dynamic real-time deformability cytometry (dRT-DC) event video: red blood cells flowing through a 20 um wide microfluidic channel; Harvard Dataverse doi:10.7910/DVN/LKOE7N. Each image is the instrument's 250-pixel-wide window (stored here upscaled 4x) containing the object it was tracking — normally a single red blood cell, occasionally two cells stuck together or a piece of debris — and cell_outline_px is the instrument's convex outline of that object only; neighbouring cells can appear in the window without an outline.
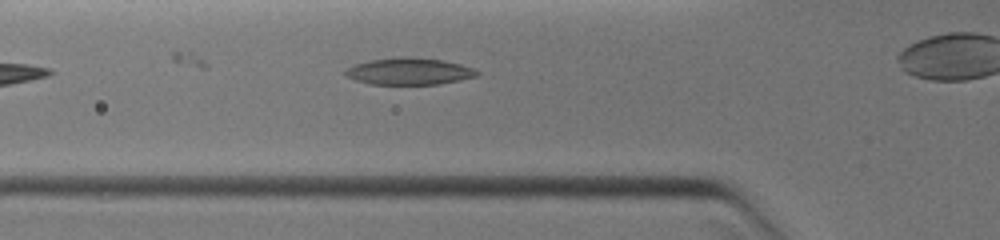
{"species": "common noctule bat (a hibernating species)", "species_latin": "Nyctalus noctula", "temperature_condition": "warm", "stored_images_in_passage": 18, "segment_of_instrument_passage": [1, 2], "camera_frame_rate_fps": 3000, "um_per_image_px": 0.085, "animal": {"sex": "female", "body_mass_g": 19.0, "forearm_length_mm": 51.5}, "frame": {"image": 1, "passage_image": 2, "time_ms": 0.333, "image_size_px": [1000, 240], "cell_outline_px": [[480, 72], [476, 76], [460, 80], [440, 84], [368, 84], [356, 80], [348, 76], [344, 72], [352, 64], [368, 60], [400, 56], [412, 56], [444, 60], [460, 64], [472, 68]], "centroid_in_image_um": [34.77, 6.05], "position_along_channel_um": 91.0, "area_um2": 20.75}}
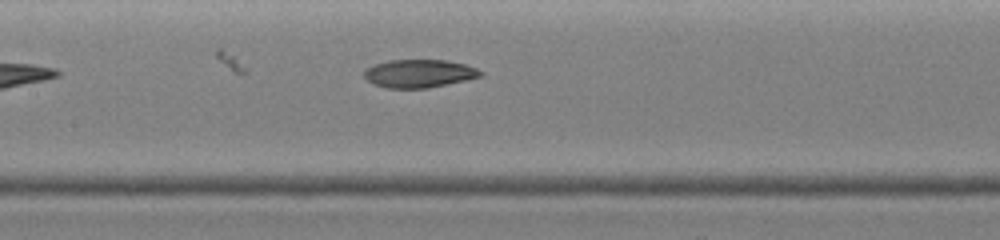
{"frame": {"image": 2, "passage_image": 8, "time_ms": 2.0, "image_size_px": [1000, 240], "cell_outline_px": [[484, 76], [468, 80], [428, 88], [384, 88], [372, 84], [364, 76], [364, 68], [388, 60], [448, 60], [464, 64], [476, 68], [484, 72]], "centroid_in_image_um": [35.64, 6.25], "position_along_channel_um": 171.8, "area_um2": 19.31}}
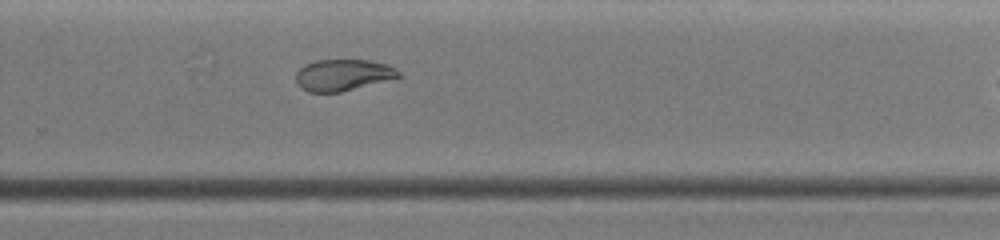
{"frame": {"image": 3, "passage_image": 17, "time_ms": 4.667, "image_size_px": [1000, 240], "cell_outline_px": [[400, 76], [340, 92], [308, 92], [300, 88], [296, 84], [296, 72], [304, 64], [316, 60], [368, 60], [388, 64], [396, 68], [400, 72]], "centroid_in_image_um": [29.09, 6.36], "position_along_channel_um": 300.7, "area_um2": 18.73}}